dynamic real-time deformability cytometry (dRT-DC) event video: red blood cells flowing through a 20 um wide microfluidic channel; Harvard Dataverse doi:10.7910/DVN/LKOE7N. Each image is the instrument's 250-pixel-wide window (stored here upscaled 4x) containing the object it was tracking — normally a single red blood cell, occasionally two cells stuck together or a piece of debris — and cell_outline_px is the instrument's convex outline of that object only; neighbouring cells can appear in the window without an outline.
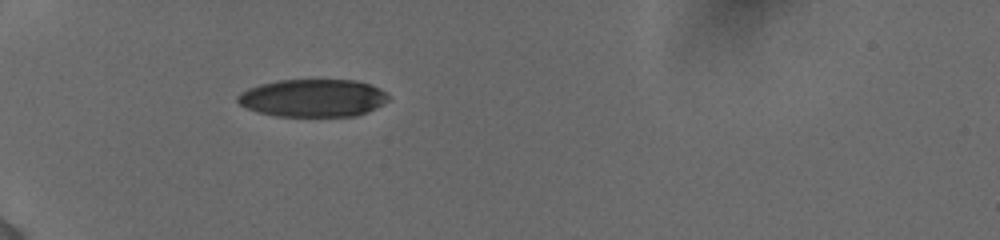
{"species": "human", "species_latin": "Homo sapiens", "temperature_condition": "cold", "stored_images_in_passage": 36, "camera_frame_rate_fps": 3000, "um_per_image_px": 0.085, "donor": {"sex": "female"}, "frame": {"image": 1, "passage_image": 1, "time_ms": 0.0, "image_size_px": [1000, 240], "cell_outline_px": [[388, 100], [356, 116], [276, 116], [256, 112], [240, 104], [236, 100], [236, 96], [240, 92], [248, 88], [260, 84], [280, 80], [356, 80], [372, 84], [380, 88], [388, 96]], "centroid_in_image_um": [26.55, 8.32], "position_along_channel_um": 58.5, "area_um2": 33.0}}
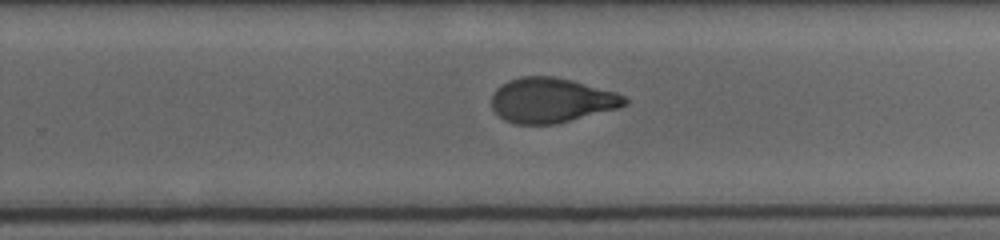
{"frame": {"image": 2, "passage_image": 20, "time_ms": 6.333, "image_size_px": [1000, 240], "cell_outline_px": [[628, 104], [620, 108], [556, 124], [516, 124], [504, 120], [492, 108], [492, 92], [496, 88], [508, 80], [520, 76], [552, 76], [572, 80], [616, 92], [624, 96], [628, 100]], "centroid_in_image_um": [46.88, 8.52], "position_along_channel_um": 282.9, "area_um2": 34.97}}
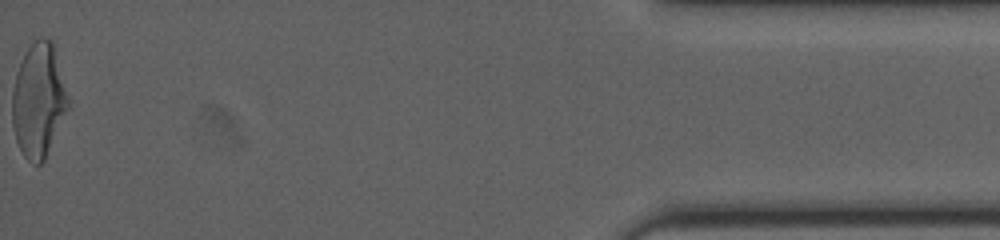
{"frame": {"image": 3, "passage_image": 36, "time_ms": 12.0, "image_size_px": [1000, 240], "cell_outline_px": [[68, 108], [44, 160], [40, 164], [36, 164], [28, 160], [24, 156], [16, 140], [12, 124], [12, 88], [16, 72], [28, 48], [40, 36], [52, 40], [68, 100]], "centroid_in_image_um": [3.24, 8.54], "position_along_channel_um": 432.0, "area_um2": 36.41}, "authors_computed_cell_mechanics": {"area_um2": 36.0961, "velocity_mm_per_s": 3.8934, "shape_relaxation_time_tau1_ms": 4.4655, "shape_relaxation_time_tau2_ms": 1.2882, "deformation_change_tau1": 0.1825, "deformation_change_tau2": 0.0647}}